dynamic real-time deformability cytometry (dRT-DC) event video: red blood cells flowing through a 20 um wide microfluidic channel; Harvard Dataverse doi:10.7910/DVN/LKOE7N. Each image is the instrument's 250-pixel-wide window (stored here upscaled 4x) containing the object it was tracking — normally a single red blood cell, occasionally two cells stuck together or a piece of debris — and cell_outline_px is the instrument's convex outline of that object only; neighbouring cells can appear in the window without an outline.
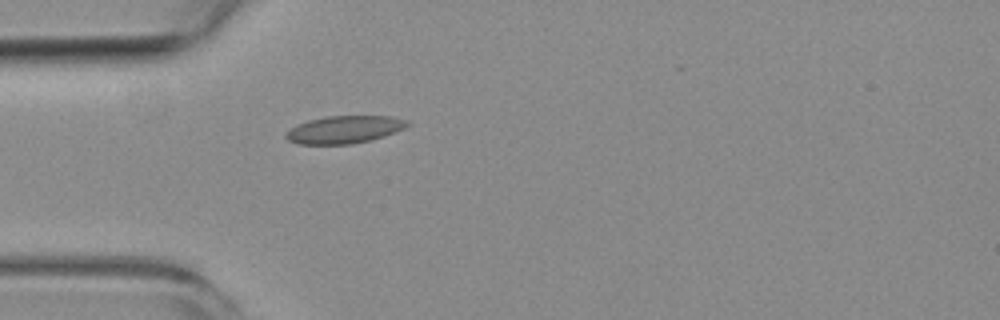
{"species": "common noctule bat (a hibernating species)", "species_latin": "Nyctalus noctula", "temperature_condition": "room temperature", "stored_images_in_passage": 4, "camera_frame_rate_fps": 3000, "um_per_image_px": 0.085, "animal": {"sex": "female", "body_mass_g": 19.3, "forearm_length_mm": 54.1}, "frame": {"image": 1, "passage_image": 4, "time_ms": 3.667, "image_size_px": [1000, 320], "cell_outline_px": [[408, 124], [404, 128], [384, 136], [372, 140], [352, 144], [296, 144], [288, 140], [284, 136], [296, 124], [308, 120], [324, 116], [392, 116], [408, 120]], "centroid_in_image_um": [29.26, 11.01], "position_along_channel_um": 55.7, "area_um2": 19.54}}